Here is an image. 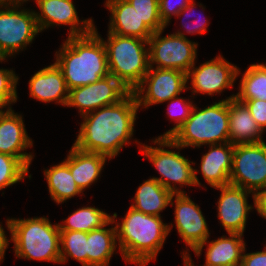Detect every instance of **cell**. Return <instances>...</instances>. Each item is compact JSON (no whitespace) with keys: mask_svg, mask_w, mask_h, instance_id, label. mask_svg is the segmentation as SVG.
<instances>
[{"mask_svg":"<svg viewBox=\"0 0 266 266\" xmlns=\"http://www.w3.org/2000/svg\"><path fill=\"white\" fill-rule=\"evenodd\" d=\"M27 1H29V0H0V4L5 5V6L19 7L20 8V6H23L24 2L27 3ZM35 1L37 4L39 0H35Z\"/></svg>","mask_w":266,"mask_h":266,"instance_id":"obj_40","label":"cell"},{"mask_svg":"<svg viewBox=\"0 0 266 266\" xmlns=\"http://www.w3.org/2000/svg\"><path fill=\"white\" fill-rule=\"evenodd\" d=\"M30 97L49 103L55 101L67 106L69 90L58 66L53 63L37 71L29 80Z\"/></svg>","mask_w":266,"mask_h":266,"instance_id":"obj_19","label":"cell"},{"mask_svg":"<svg viewBox=\"0 0 266 266\" xmlns=\"http://www.w3.org/2000/svg\"><path fill=\"white\" fill-rule=\"evenodd\" d=\"M5 107L0 103V115L5 111Z\"/></svg>","mask_w":266,"mask_h":266,"instance_id":"obj_41","label":"cell"},{"mask_svg":"<svg viewBox=\"0 0 266 266\" xmlns=\"http://www.w3.org/2000/svg\"><path fill=\"white\" fill-rule=\"evenodd\" d=\"M165 28L154 32L148 39L149 66L154 68L175 69L187 73L195 64L198 43L189 40L180 29L162 36Z\"/></svg>","mask_w":266,"mask_h":266,"instance_id":"obj_8","label":"cell"},{"mask_svg":"<svg viewBox=\"0 0 266 266\" xmlns=\"http://www.w3.org/2000/svg\"><path fill=\"white\" fill-rule=\"evenodd\" d=\"M263 131L250 110L236 98L229 100V138L233 145L264 142Z\"/></svg>","mask_w":266,"mask_h":266,"instance_id":"obj_23","label":"cell"},{"mask_svg":"<svg viewBox=\"0 0 266 266\" xmlns=\"http://www.w3.org/2000/svg\"><path fill=\"white\" fill-rule=\"evenodd\" d=\"M68 90L93 84L109 75L107 50L103 38L94 30L82 36H68L55 53Z\"/></svg>","mask_w":266,"mask_h":266,"instance_id":"obj_2","label":"cell"},{"mask_svg":"<svg viewBox=\"0 0 266 266\" xmlns=\"http://www.w3.org/2000/svg\"><path fill=\"white\" fill-rule=\"evenodd\" d=\"M129 93L121 82L109 74L93 84L69 90L67 106L78 108L82 117L101 107L120 102Z\"/></svg>","mask_w":266,"mask_h":266,"instance_id":"obj_12","label":"cell"},{"mask_svg":"<svg viewBox=\"0 0 266 266\" xmlns=\"http://www.w3.org/2000/svg\"><path fill=\"white\" fill-rule=\"evenodd\" d=\"M170 103L168 105V115L172 120L175 121V126L170 130L166 131L163 135L158 136V138H170L176 131L184 124V122L190 117L192 108L194 107L193 101L185 100L181 97H173L168 100ZM181 111H179V110ZM179 111V112H177ZM178 113V114H177Z\"/></svg>","mask_w":266,"mask_h":266,"instance_id":"obj_32","label":"cell"},{"mask_svg":"<svg viewBox=\"0 0 266 266\" xmlns=\"http://www.w3.org/2000/svg\"><path fill=\"white\" fill-rule=\"evenodd\" d=\"M170 205H175L174 221L178 234L193 251L209 238L210 233L205 216L200 207L186 193L173 194Z\"/></svg>","mask_w":266,"mask_h":266,"instance_id":"obj_15","label":"cell"},{"mask_svg":"<svg viewBox=\"0 0 266 266\" xmlns=\"http://www.w3.org/2000/svg\"><path fill=\"white\" fill-rule=\"evenodd\" d=\"M9 245V240L7 239L6 235H5V231L4 228L2 227V225L0 224V262L2 263V261L4 260V254L6 249L8 248Z\"/></svg>","mask_w":266,"mask_h":266,"instance_id":"obj_39","label":"cell"},{"mask_svg":"<svg viewBox=\"0 0 266 266\" xmlns=\"http://www.w3.org/2000/svg\"><path fill=\"white\" fill-rule=\"evenodd\" d=\"M186 84L188 83L185 72L153 66L149 67L142 82L132 92L139 108L143 106L142 108L148 109L153 104L168 102L173 97L179 96L182 91L190 88Z\"/></svg>","mask_w":266,"mask_h":266,"instance_id":"obj_11","label":"cell"},{"mask_svg":"<svg viewBox=\"0 0 266 266\" xmlns=\"http://www.w3.org/2000/svg\"><path fill=\"white\" fill-rule=\"evenodd\" d=\"M172 226L163 223L161 216L147 215L130 206L122 223L115 224L121 257L138 266L156 260Z\"/></svg>","mask_w":266,"mask_h":266,"instance_id":"obj_3","label":"cell"},{"mask_svg":"<svg viewBox=\"0 0 266 266\" xmlns=\"http://www.w3.org/2000/svg\"><path fill=\"white\" fill-rule=\"evenodd\" d=\"M28 170L18 158L0 153V190L24 180Z\"/></svg>","mask_w":266,"mask_h":266,"instance_id":"obj_30","label":"cell"},{"mask_svg":"<svg viewBox=\"0 0 266 266\" xmlns=\"http://www.w3.org/2000/svg\"><path fill=\"white\" fill-rule=\"evenodd\" d=\"M195 6H196V3L194 2V0H192L181 12H179V14L176 17L179 18L182 15H184V17H186V18L189 17L190 14L194 13ZM200 15H202V14H200ZM183 20L181 21V23L183 22ZM192 21H193V26L189 22V20H188V23H185V21H184V23L181 24L182 28H185L186 33H188V34L197 33V34L201 35V34H204L206 32V30H207L206 27H208V25H209L208 20H203V21L199 20L200 21L199 22V21L194 19Z\"/></svg>","mask_w":266,"mask_h":266,"instance_id":"obj_35","label":"cell"},{"mask_svg":"<svg viewBox=\"0 0 266 266\" xmlns=\"http://www.w3.org/2000/svg\"><path fill=\"white\" fill-rule=\"evenodd\" d=\"M244 104L250 110V113L255 119L257 125L264 132L266 129V101L253 99L246 100Z\"/></svg>","mask_w":266,"mask_h":266,"instance_id":"obj_36","label":"cell"},{"mask_svg":"<svg viewBox=\"0 0 266 266\" xmlns=\"http://www.w3.org/2000/svg\"><path fill=\"white\" fill-rule=\"evenodd\" d=\"M240 72L236 65L219 55L198 67L194 64L186 73V79L187 82L191 79L192 94L201 93L212 96L232 88Z\"/></svg>","mask_w":266,"mask_h":266,"instance_id":"obj_13","label":"cell"},{"mask_svg":"<svg viewBox=\"0 0 266 266\" xmlns=\"http://www.w3.org/2000/svg\"><path fill=\"white\" fill-rule=\"evenodd\" d=\"M24 126L23 117L12 108L0 115V153L18 158L29 169L34 155L24 151L33 147V141Z\"/></svg>","mask_w":266,"mask_h":266,"instance_id":"obj_18","label":"cell"},{"mask_svg":"<svg viewBox=\"0 0 266 266\" xmlns=\"http://www.w3.org/2000/svg\"><path fill=\"white\" fill-rule=\"evenodd\" d=\"M117 213L102 227L87 233V266H109L110 259L116 251V228H105L116 223Z\"/></svg>","mask_w":266,"mask_h":266,"instance_id":"obj_24","label":"cell"},{"mask_svg":"<svg viewBox=\"0 0 266 266\" xmlns=\"http://www.w3.org/2000/svg\"><path fill=\"white\" fill-rule=\"evenodd\" d=\"M7 58L0 57V62ZM19 77L11 69H0V103L7 109L17 101V84ZM8 106V107H7Z\"/></svg>","mask_w":266,"mask_h":266,"instance_id":"obj_33","label":"cell"},{"mask_svg":"<svg viewBox=\"0 0 266 266\" xmlns=\"http://www.w3.org/2000/svg\"><path fill=\"white\" fill-rule=\"evenodd\" d=\"M253 202L258 214L266 219V186L253 194Z\"/></svg>","mask_w":266,"mask_h":266,"instance_id":"obj_38","label":"cell"},{"mask_svg":"<svg viewBox=\"0 0 266 266\" xmlns=\"http://www.w3.org/2000/svg\"><path fill=\"white\" fill-rule=\"evenodd\" d=\"M16 257L60 263V229L46 217L7 219Z\"/></svg>","mask_w":266,"mask_h":266,"instance_id":"obj_4","label":"cell"},{"mask_svg":"<svg viewBox=\"0 0 266 266\" xmlns=\"http://www.w3.org/2000/svg\"><path fill=\"white\" fill-rule=\"evenodd\" d=\"M229 237L222 236L211 242L208 239L198 245L193 251L196 256H200L203 247L207 244L205 264L203 266H238L241 265L242 254L245 248V242L242 239L243 234L228 233ZM188 249L182 252L184 266H195L188 253Z\"/></svg>","mask_w":266,"mask_h":266,"instance_id":"obj_17","label":"cell"},{"mask_svg":"<svg viewBox=\"0 0 266 266\" xmlns=\"http://www.w3.org/2000/svg\"><path fill=\"white\" fill-rule=\"evenodd\" d=\"M111 216L105 211L94 206H84L74 211L69 217L63 220L59 225L60 231H81L90 232L105 225Z\"/></svg>","mask_w":266,"mask_h":266,"instance_id":"obj_27","label":"cell"},{"mask_svg":"<svg viewBox=\"0 0 266 266\" xmlns=\"http://www.w3.org/2000/svg\"><path fill=\"white\" fill-rule=\"evenodd\" d=\"M72 0H39L40 13L34 11L40 32L48 27L69 25L68 36H82L94 30L93 19L79 20ZM81 24V25H80Z\"/></svg>","mask_w":266,"mask_h":266,"instance_id":"obj_14","label":"cell"},{"mask_svg":"<svg viewBox=\"0 0 266 266\" xmlns=\"http://www.w3.org/2000/svg\"><path fill=\"white\" fill-rule=\"evenodd\" d=\"M140 150L144 154L145 158L153 164L156 170L160 173L161 178L152 177L157 180L163 187L171 191L173 194L186 193L176 187V184L183 186H200L201 183L197 178L199 170L192 167L194 162L186 159L180 154V152L172 151V148H176V144L170 138H154L152 141L154 146H148L147 144H141ZM159 145V146H158ZM165 147L171 148V150L164 149ZM192 164V165H191ZM172 182V183H171ZM176 183V184H175ZM173 184V185H172Z\"/></svg>","mask_w":266,"mask_h":266,"instance_id":"obj_7","label":"cell"},{"mask_svg":"<svg viewBox=\"0 0 266 266\" xmlns=\"http://www.w3.org/2000/svg\"><path fill=\"white\" fill-rule=\"evenodd\" d=\"M236 95L198 109L192 108L190 117L174 133L170 139L176 144V149L185 147H201L202 145L223 144L230 142L229 138V100Z\"/></svg>","mask_w":266,"mask_h":266,"instance_id":"obj_5","label":"cell"},{"mask_svg":"<svg viewBox=\"0 0 266 266\" xmlns=\"http://www.w3.org/2000/svg\"><path fill=\"white\" fill-rule=\"evenodd\" d=\"M105 7L111 13L109 33L148 40L153 32L127 0H106Z\"/></svg>","mask_w":266,"mask_h":266,"instance_id":"obj_20","label":"cell"},{"mask_svg":"<svg viewBox=\"0 0 266 266\" xmlns=\"http://www.w3.org/2000/svg\"><path fill=\"white\" fill-rule=\"evenodd\" d=\"M172 195L157 180L149 178L138 187L131 207L147 215L161 216L160 212L170 205Z\"/></svg>","mask_w":266,"mask_h":266,"instance_id":"obj_25","label":"cell"},{"mask_svg":"<svg viewBox=\"0 0 266 266\" xmlns=\"http://www.w3.org/2000/svg\"><path fill=\"white\" fill-rule=\"evenodd\" d=\"M201 157L200 171L206 183L215 188L230 183L234 145L230 142L209 145Z\"/></svg>","mask_w":266,"mask_h":266,"instance_id":"obj_21","label":"cell"},{"mask_svg":"<svg viewBox=\"0 0 266 266\" xmlns=\"http://www.w3.org/2000/svg\"><path fill=\"white\" fill-rule=\"evenodd\" d=\"M103 42L109 74L132 92L150 67L148 40L108 32L107 41L103 39Z\"/></svg>","mask_w":266,"mask_h":266,"instance_id":"obj_6","label":"cell"},{"mask_svg":"<svg viewBox=\"0 0 266 266\" xmlns=\"http://www.w3.org/2000/svg\"><path fill=\"white\" fill-rule=\"evenodd\" d=\"M231 185L253 194L266 186V142L234 145Z\"/></svg>","mask_w":266,"mask_h":266,"instance_id":"obj_10","label":"cell"},{"mask_svg":"<svg viewBox=\"0 0 266 266\" xmlns=\"http://www.w3.org/2000/svg\"><path fill=\"white\" fill-rule=\"evenodd\" d=\"M244 248L241 266H266V248L263 251L246 253Z\"/></svg>","mask_w":266,"mask_h":266,"instance_id":"obj_37","label":"cell"},{"mask_svg":"<svg viewBox=\"0 0 266 266\" xmlns=\"http://www.w3.org/2000/svg\"><path fill=\"white\" fill-rule=\"evenodd\" d=\"M235 98L241 103L253 99L266 101V64L254 63L244 71Z\"/></svg>","mask_w":266,"mask_h":266,"instance_id":"obj_28","label":"cell"},{"mask_svg":"<svg viewBox=\"0 0 266 266\" xmlns=\"http://www.w3.org/2000/svg\"><path fill=\"white\" fill-rule=\"evenodd\" d=\"M221 194L217 202L218 219L227 233L244 234L250 210L248 195L253 193L231 184L215 187Z\"/></svg>","mask_w":266,"mask_h":266,"instance_id":"obj_16","label":"cell"},{"mask_svg":"<svg viewBox=\"0 0 266 266\" xmlns=\"http://www.w3.org/2000/svg\"><path fill=\"white\" fill-rule=\"evenodd\" d=\"M0 7V57L8 58L32 43L40 30L34 10Z\"/></svg>","mask_w":266,"mask_h":266,"instance_id":"obj_9","label":"cell"},{"mask_svg":"<svg viewBox=\"0 0 266 266\" xmlns=\"http://www.w3.org/2000/svg\"><path fill=\"white\" fill-rule=\"evenodd\" d=\"M87 266V233L81 231H60V264L68 258Z\"/></svg>","mask_w":266,"mask_h":266,"instance_id":"obj_29","label":"cell"},{"mask_svg":"<svg viewBox=\"0 0 266 266\" xmlns=\"http://www.w3.org/2000/svg\"><path fill=\"white\" fill-rule=\"evenodd\" d=\"M134 7L145 25L154 33L167 28L159 16L158 0H127Z\"/></svg>","mask_w":266,"mask_h":266,"instance_id":"obj_31","label":"cell"},{"mask_svg":"<svg viewBox=\"0 0 266 266\" xmlns=\"http://www.w3.org/2000/svg\"><path fill=\"white\" fill-rule=\"evenodd\" d=\"M158 0L159 16L162 23L167 26L171 16H177L192 0Z\"/></svg>","mask_w":266,"mask_h":266,"instance_id":"obj_34","label":"cell"},{"mask_svg":"<svg viewBox=\"0 0 266 266\" xmlns=\"http://www.w3.org/2000/svg\"><path fill=\"white\" fill-rule=\"evenodd\" d=\"M139 106L133 92L120 102L82 116L73 144L80 150L105 155L111 160L130 143Z\"/></svg>","mask_w":266,"mask_h":266,"instance_id":"obj_1","label":"cell"},{"mask_svg":"<svg viewBox=\"0 0 266 266\" xmlns=\"http://www.w3.org/2000/svg\"><path fill=\"white\" fill-rule=\"evenodd\" d=\"M44 176L50 196L57 204L64 203V201L66 202V200L83 193L64 162L51 166L50 169H45Z\"/></svg>","mask_w":266,"mask_h":266,"instance_id":"obj_26","label":"cell"},{"mask_svg":"<svg viewBox=\"0 0 266 266\" xmlns=\"http://www.w3.org/2000/svg\"><path fill=\"white\" fill-rule=\"evenodd\" d=\"M107 159L105 155L86 152L72 145L63 162L69 167L75 183L84 191L98 180Z\"/></svg>","mask_w":266,"mask_h":266,"instance_id":"obj_22","label":"cell"}]
</instances>
